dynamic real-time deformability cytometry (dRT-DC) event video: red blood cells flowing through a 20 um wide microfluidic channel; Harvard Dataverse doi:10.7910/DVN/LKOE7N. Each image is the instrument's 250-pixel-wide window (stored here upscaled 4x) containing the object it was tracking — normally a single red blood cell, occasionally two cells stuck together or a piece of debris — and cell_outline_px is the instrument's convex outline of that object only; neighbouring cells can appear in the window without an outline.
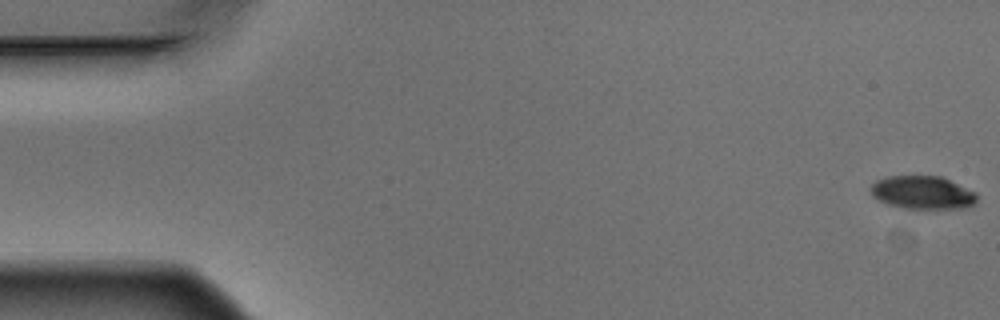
{"species": "Egyptian fruit bat (a non-hibernating species)", "species_latin": "Rousettus aegyptiacus", "temperature_condition": "warm", "stored_images_in_passage": 7, "camera_frame_rate_fps": 3000, "um_per_image_px": 0.085, "animal": {"sex": "male"}, "frame": {"image": 1, "passage_image": 1, "time_ms": 0.0, "image_size_px": [1000, 320], "cell_outline_px": [[976, 204], [968, 208], [904, 208], [888, 204], [872, 196], [872, 184], [876, 180], [888, 176], [940, 176], [976, 192]], "centroid_in_image_um": [78.44, 16.37], "position_along_channel_um": 6.6, "area_um2": 20.35}}
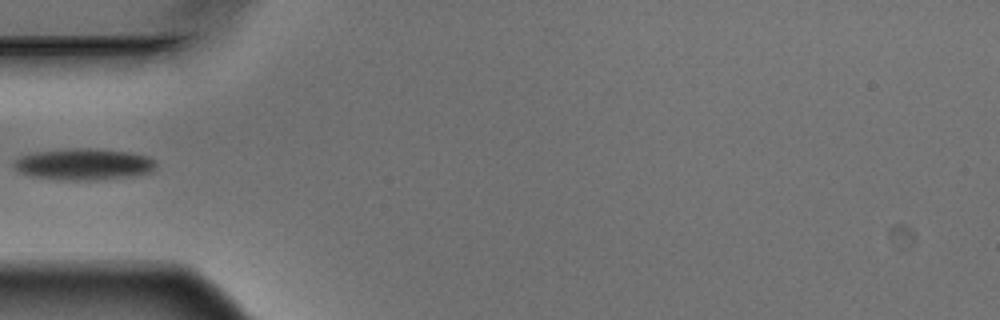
{"frame": {"image": 2, "passage_image": 6, "time_ms": 1.667, "image_size_px": [1000, 320], "cell_outline_px": [[156, 168], [152, 172], [132, 176], [100, 180], [60, 180], [28, 176], [12, 168], [12, 164], [20, 156], [36, 152], [68, 148], [88, 148], [128, 152], [148, 156], [156, 160]], "centroid_in_image_um": [7.11, 13.97], "position_along_channel_um": 77.9, "area_um2": 26.41}}
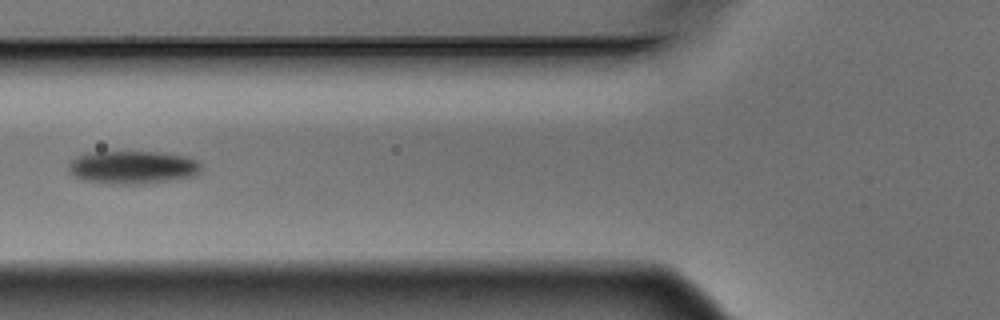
{"frame": {"image": 3, "passage_image": 7, "time_ms": 2.0, "image_size_px": [1000, 320], "cell_outline_px": [[200, 172], [196, 176], [144, 184], [108, 184], [84, 180], [76, 176], [68, 168], [68, 164], [76, 156], [92, 152], [156, 152], [184, 156], [196, 160], [200, 164]], "centroid_in_image_um": [11.28, 14.23], "position_along_channel_um": 114.5, "area_um2": 25.43}}